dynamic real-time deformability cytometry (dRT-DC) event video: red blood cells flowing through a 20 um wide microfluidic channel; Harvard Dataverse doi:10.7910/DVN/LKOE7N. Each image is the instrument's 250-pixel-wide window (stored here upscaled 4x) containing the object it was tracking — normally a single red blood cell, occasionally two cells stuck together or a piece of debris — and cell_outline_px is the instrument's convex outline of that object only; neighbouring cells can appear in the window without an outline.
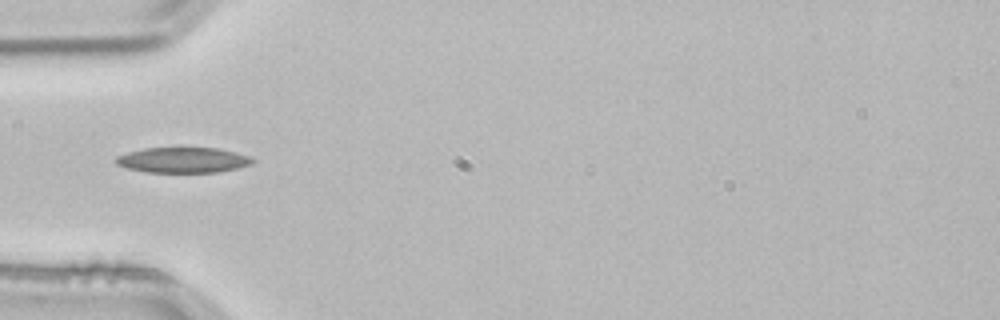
{"species": "common noctule bat (a hibernating species)", "species_latin": "Nyctalus noctula", "temperature_condition": "room temperature", "stored_images_in_passage": 4, "camera_frame_rate_fps": 3000, "um_per_image_px": 0.085, "animal": {"sex": "male", "body_mass_g": 21.5, "forearm_length_mm": 52.0}, "frame": {"image": 1, "passage_image": 4, "time_ms": 1.0, "image_size_px": [1000, 320], "cell_outline_px": [[256, 160], [252, 164], [236, 168], [216, 172], [148, 172], [128, 168], [116, 164], [112, 160], [116, 156], [128, 152], [144, 148], [180, 144], [184, 144], [220, 148], [236, 152], [248, 156]], "centroid_in_image_um": [15.53, 13.54], "position_along_channel_um": 69.5, "area_um2": 21.39}}